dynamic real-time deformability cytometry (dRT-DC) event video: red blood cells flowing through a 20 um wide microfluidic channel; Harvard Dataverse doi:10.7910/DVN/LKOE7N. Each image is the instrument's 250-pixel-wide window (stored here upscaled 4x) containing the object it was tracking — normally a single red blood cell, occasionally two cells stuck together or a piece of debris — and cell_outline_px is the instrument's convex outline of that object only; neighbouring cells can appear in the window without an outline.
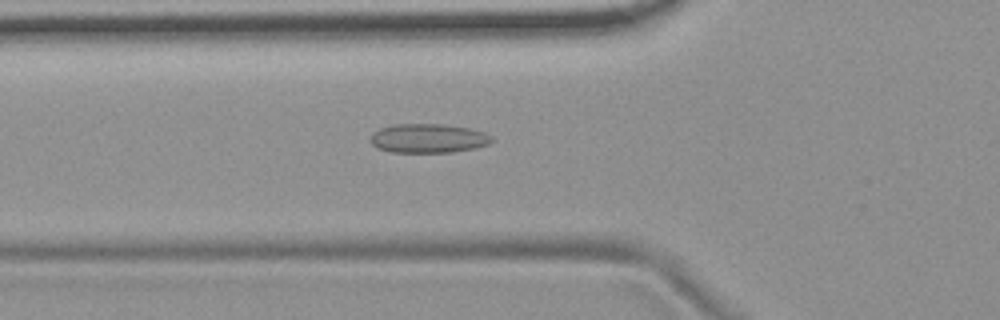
{"species": "common noctule bat (a hibernating species)", "species_latin": "Nyctalus noctula", "temperature_condition": "room temperature", "stored_images_in_passage": 44, "camera_frame_rate_fps": 3000, "um_per_image_px": 0.085, "animal": {"sex": "female", "body_mass_g": 19.9}, "frame": {"image": 1, "passage_image": 9, "time_ms": 2.667, "image_size_px": [1000, 320], "cell_outline_px": [[492, 140], [488, 144], [472, 148], [452, 152], [392, 152], [376, 148], [372, 144], [372, 132], [380, 128], [392, 124], [444, 124], [468, 128], [484, 132], [492, 136]], "centroid_in_image_um": [36.37, 11.75], "position_along_channel_um": 89.4, "area_um2": 20.46}}
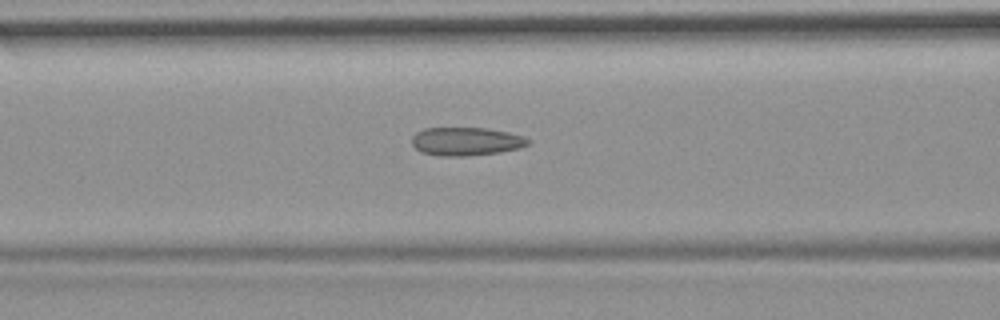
{"frame": {"image": 2, "passage_image": 12, "time_ms": 3.667, "image_size_px": [1000, 320], "cell_outline_px": [[532, 140], [528, 144], [520, 148], [500, 152], [468, 156], [440, 156], [420, 152], [412, 144], [412, 136], [416, 132], [424, 128], [488, 128], [508, 132], [524, 136]], "centroid_in_image_um": [39.63, 12.02], "position_along_channel_um": 127.0, "area_um2": 19.36}}
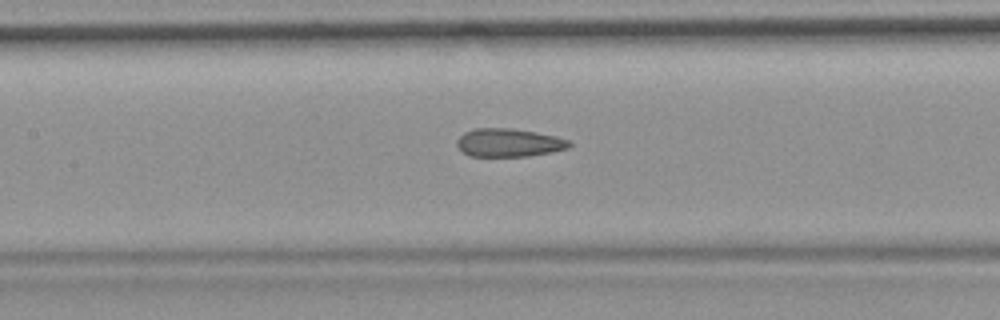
{"frame": {"image": 3, "passage_image": 15, "time_ms": 4.667, "image_size_px": [1000, 320], "cell_outline_px": [[572, 144], [568, 148], [552, 152], [528, 156], [468, 156], [456, 144], [456, 140], [464, 132], [476, 128], [512, 128], [536, 132], [556, 136], [568, 140]], "centroid_in_image_um": [43.25, 12.12], "position_along_channel_um": 164.2, "area_um2": 18.5}, "authors_computed_cell_mechanics": {"area_um2": 19.1029, "velocity_mm_per_s": 3.7149, "shape_relaxation_time_tau1_ms": null, "shape_relaxation_time_tau2_ms": 2.8821, "deformation_change_tau1": null, "deformation_change_tau2": 0.1068}}